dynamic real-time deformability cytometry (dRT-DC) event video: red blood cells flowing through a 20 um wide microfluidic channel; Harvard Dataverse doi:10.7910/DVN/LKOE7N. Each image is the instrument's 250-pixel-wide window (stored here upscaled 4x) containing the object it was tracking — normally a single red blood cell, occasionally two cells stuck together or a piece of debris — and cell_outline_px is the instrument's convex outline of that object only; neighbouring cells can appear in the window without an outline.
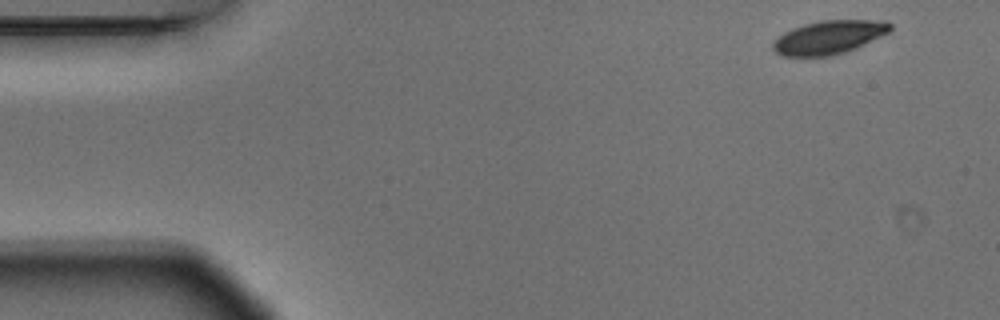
{"species": "Egyptian fruit bat (a non-hibernating species)", "species_latin": "Rousettus aegyptiacus", "temperature_condition": "warm", "stored_images_in_passage": 4, "camera_frame_rate_fps": 3000, "um_per_image_px": 0.085, "animal": {"sex": "male"}, "frame": {"image": 1, "passage_image": 1, "time_ms": 0.0, "image_size_px": [1000, 320], "cell_outline_px": [[892, 28], [888, 32], [856, 48], [832, 56], [784, 56], [776, 52], [772, 48], [772, 44], [784, 32], [792, 28], [804, 24], [820, 20], [884, 20], [892, 24]], "centroid_in_image_um": [70.46, 3.16], "position_along_channel_um": 14.5, "area_um2": 22.77}}
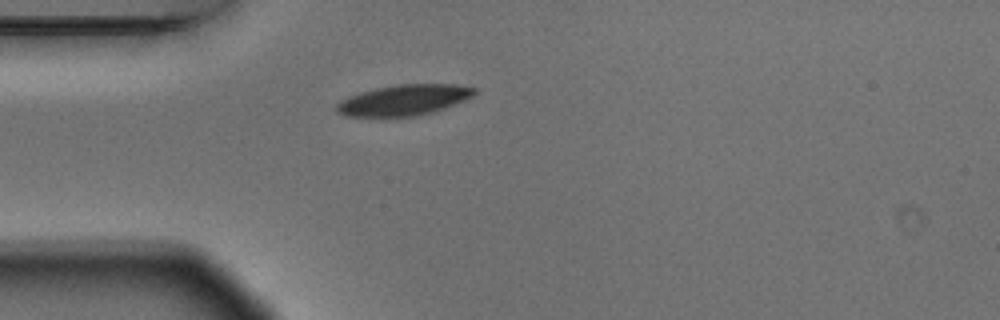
{"frame": {"image": 2, "passage_image": 4, "time_ms": 1.0, "image_size_px": [1000, 320], "cell_outline_px": [[476, 92], [472, 96], [456, 104], [432, 112], [416, 116], [344, 116], [336, 112], [336, 104], [340, 100], [348, 96], [360, 92], [376, 88], [396, 84], [456, 84], [476, 88]], "centroid_in_image_um": [34.31, 8.5], "position_along_channel_um": 50.7, "area_um2": 24.68}}